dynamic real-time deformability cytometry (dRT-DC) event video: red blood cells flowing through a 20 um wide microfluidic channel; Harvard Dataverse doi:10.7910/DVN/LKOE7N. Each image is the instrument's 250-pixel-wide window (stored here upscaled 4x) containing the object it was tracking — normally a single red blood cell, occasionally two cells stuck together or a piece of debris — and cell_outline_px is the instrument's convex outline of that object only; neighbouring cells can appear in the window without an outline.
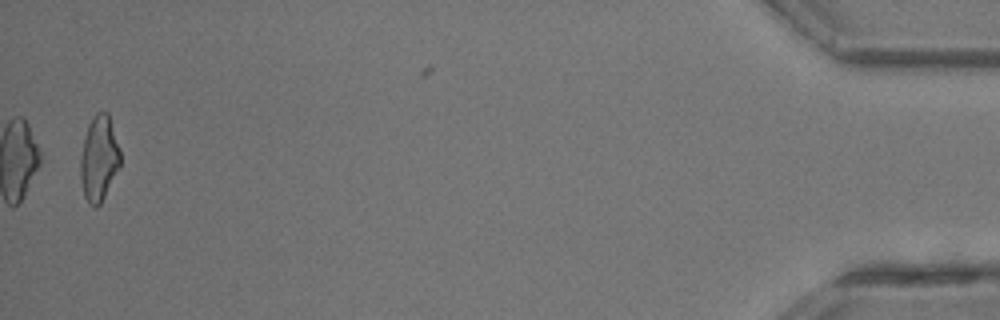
{"species": "common noctule bat (a hibernating species)", "species_latin": "Nyctalus noctula", "temperature_condition": "room temperature", "stored_images_in_passage": 33, "camera_frame_rate_fps": 3000, "um_per_image_px": 0.085, "animal": {"sex": "male", "body_mass_g": 13.3}, "frame": {"image": 1, "passage_image": 33, "time_ms": 10.667, "image_size_px": [1000, 320], "cell_outline_px": [[120, 168], [100, 204], [96, 208], [88, 204], [84, 196], [80, 176], [80, 156], [88, 124], [92, 116], [96, 112], [108, 112], [120, 148]], "centroid_in_image_um": [8.42, 13.47], "position_along_channel_um": 426.8, "area_um2": 20.06}}